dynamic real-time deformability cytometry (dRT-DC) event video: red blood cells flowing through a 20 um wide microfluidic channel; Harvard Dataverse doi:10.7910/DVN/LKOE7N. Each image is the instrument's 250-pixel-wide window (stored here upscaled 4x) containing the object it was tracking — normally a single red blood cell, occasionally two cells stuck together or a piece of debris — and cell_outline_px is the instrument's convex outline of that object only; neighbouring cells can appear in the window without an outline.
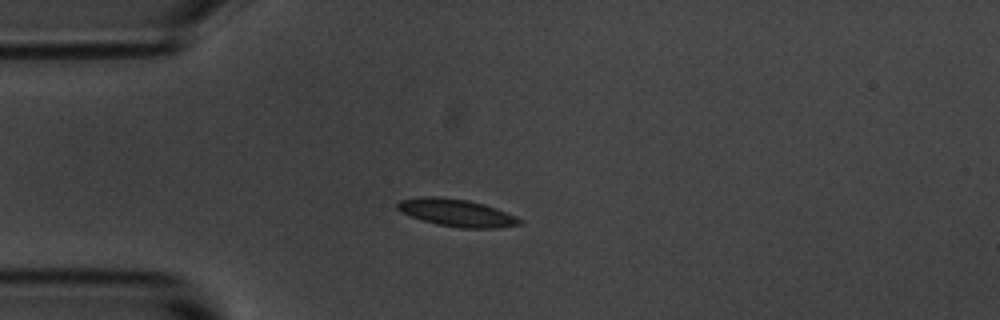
{"species": "common noctule bat (a hibernating species)", "species_latin": "Nyctalus noctula", "temperature_condition": "room temperature", "stored_images_in_passage": 43, "camera_frame_rate_fps": 3000, "um_per_image_px": 0.085, "animal": {"sex": "male", "body_mass_g": 20.1, "forearm_length_mm": 53.5}, "frame": {"image": 1, "passage_image": 1, "time_ms": 0.0, "image_size_px": [1000, 320], "cell_outline_px": [[524, 224], [500, 228], [460, 228], [436, 224], [400, 212], [396, 208], [396, 204], [400, 200], [424, 196], [440, 196], [468, 200], [484, 204], [496, 208], [516, 216], [524, 220]], "centroid_in_image_um": [38.86, 18.09], "position_along_channel_um": 46.1, "area_um2": 19.71}}
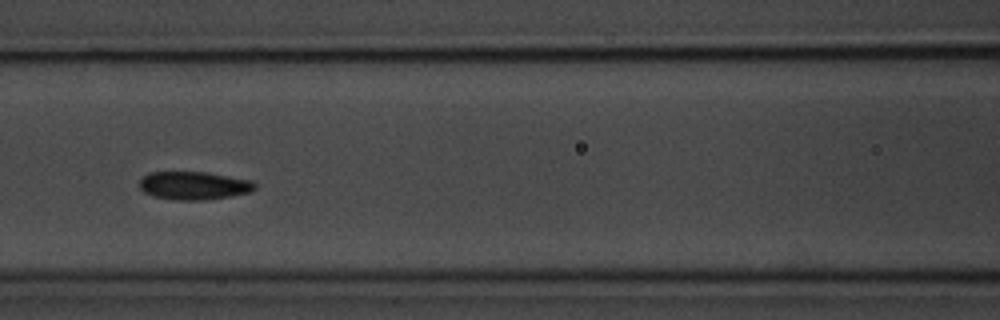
{"frame": {"image": 2, "passage_image": 11, "time_ms": 3.333, "image_size_px": [1000, 320], "cell_outline_px": [[256, 188], [252, 192], [232, 196], [204, 200], [176, 200], [152, 196], [144, 192], [140, 188], [140, 180], [148, 172], [208, 172], [252, 180], [256, 184]], "centroid_in_image_um": [16.51, 15.77], "position_along_channel_um": 150.1, "area_um2": 19.13}}
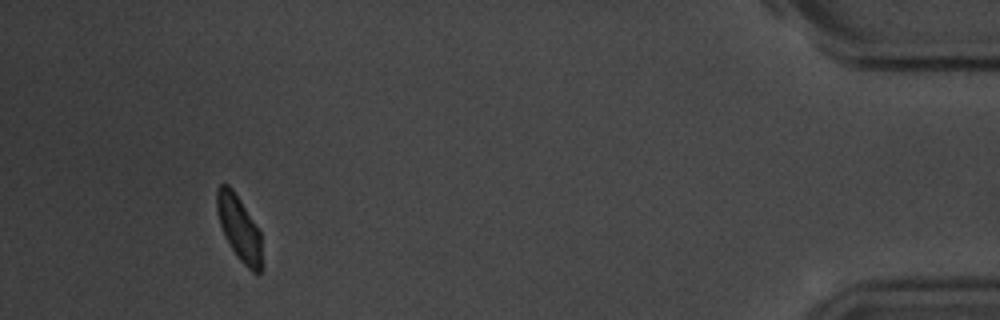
{"frame": {"image": 3, "passage_image": 39, "time_ms": 12.667, "image_size_px": [1000, 320], "cell_outline_px": [[264, 268], [260, 272], [252, 272], [236, 256], [224, 236], [220, 224], [216, 208], [216, 192], [220, 184], [228, 184], [232, 188], [240, 200], [260, 232]], "centroid_in_image_um": [20.34, 19.44], "position_along_channel_um": 414.9, "area_um2": 17.17}, "authors_computed_cell_mechanics": {"area_um2": 18.207, "velocity_mm_per_s": 3.56, "shape_relaxation_time_tau1_ms": 2.5221, "shape_relaxation_time_tau2_ms": 3.0976, "deformation_change_tau1": 0.0976, "deformation_change_tau2": 0.0728}}